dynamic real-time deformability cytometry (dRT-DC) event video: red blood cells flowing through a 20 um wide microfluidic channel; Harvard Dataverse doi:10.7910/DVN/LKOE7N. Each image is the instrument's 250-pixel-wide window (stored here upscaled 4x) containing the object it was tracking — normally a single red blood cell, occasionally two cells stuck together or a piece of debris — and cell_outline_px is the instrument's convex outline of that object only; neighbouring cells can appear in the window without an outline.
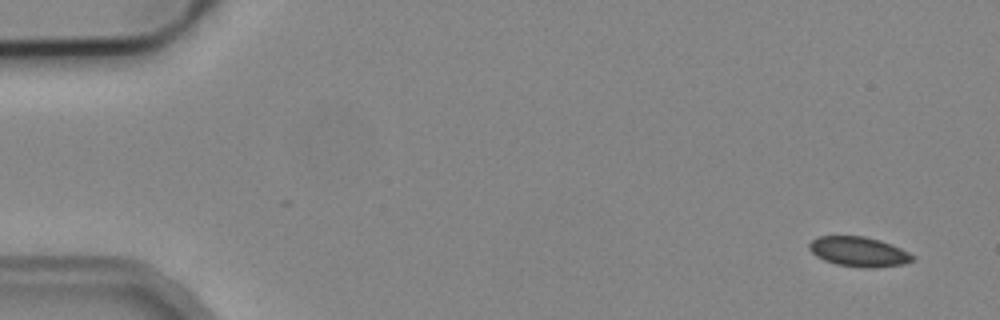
{"species": "common noctule bat (a hibernating species)", "species_latin": "Nyctalus noctula", "temperature_condition": "cold", "stored_images_in_passage": 5, "camera_frame_rate_fps": 3000, "um_per_image_px": 0.085, "animal": {"sex": "male", "body_mass_g": 19.2, "forearm_length_mm": 51.8}, "frame": {"image": 1, "passage_image": 1, "time_ms": 0.0, "image_size_px": [1000, 320], "cell_outline_px": [[916, 260], [904, 264], [872, 268], [868, 268], [836, 264], [824, 260], [816, 256], [808, 248], [808, 244], [816, 236], [864, 236], [880, 240], [892, 244], [916, 256]], "centroid_in_image_um": [73.01, 21.39], "position_along_channel_um": 12.0, "area_um2": 18.09}}
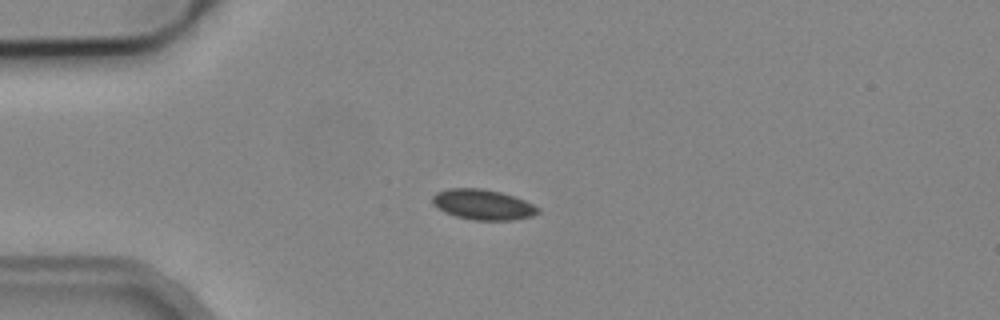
{"frame": {"image": 2, "passage_image": 4, "time_ms": 3.667, "image_size_px": [1000, 320], "cell_outline_px": [[540, 212], [532, 216], [512, 220], [472, 220], [456, 216], [444, 212], [432, 204], [432, 196], [436, 192], [448, 188], [480, 188], [500, 192], [524, 200], [540, 208]], "centroid_in_image_um": [41.02, 17.39], "position_along_channel_um": 44.0, "area_um2": 18.67}}